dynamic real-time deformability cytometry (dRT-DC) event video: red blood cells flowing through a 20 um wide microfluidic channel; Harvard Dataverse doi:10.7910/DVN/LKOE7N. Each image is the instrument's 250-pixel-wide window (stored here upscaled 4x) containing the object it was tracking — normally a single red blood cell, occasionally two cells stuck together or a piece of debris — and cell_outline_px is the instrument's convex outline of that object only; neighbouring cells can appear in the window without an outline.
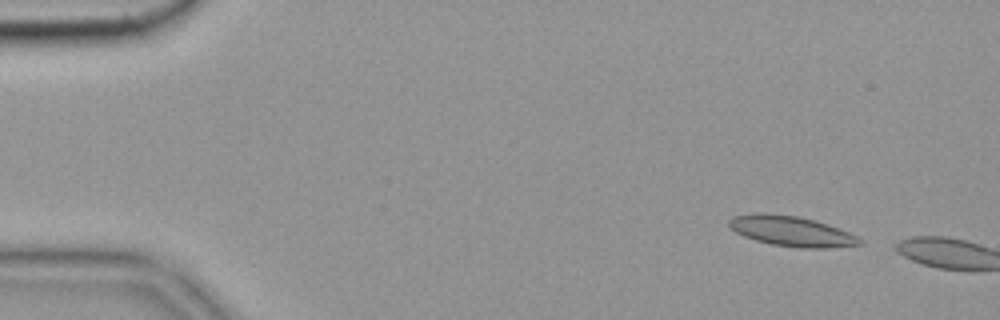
{"species": "common noctule bat (a hibernating species)", "species_latin": "Nyctalus noctula", "temperature_condition": "cold", "stored_images_in_passage": 4, "camera_frame_rate_fps": 3000, "um_per_image_px": 0.085, "animal": {"sex": "female", "body_mass_g": 19.9}, "frame": {"image": 1, "passage_image": 2, "time_ms": 0.333, "image_size_px": [1000, 320], "cell_outline_px": [[864, 244], [824, 248], [800, 248], [772, 244], [756, 240], [744, 236], [736, 232], [728, 224], [728, 220], [732, 216], [756, 212], [764, 212], [796, 216], [812, 220], [848, 232], [864, 240]], "centroid_in_image_um": [67.23, 19.64], "position_along_channel_um": 17.8, "area_um2": 22.77}}